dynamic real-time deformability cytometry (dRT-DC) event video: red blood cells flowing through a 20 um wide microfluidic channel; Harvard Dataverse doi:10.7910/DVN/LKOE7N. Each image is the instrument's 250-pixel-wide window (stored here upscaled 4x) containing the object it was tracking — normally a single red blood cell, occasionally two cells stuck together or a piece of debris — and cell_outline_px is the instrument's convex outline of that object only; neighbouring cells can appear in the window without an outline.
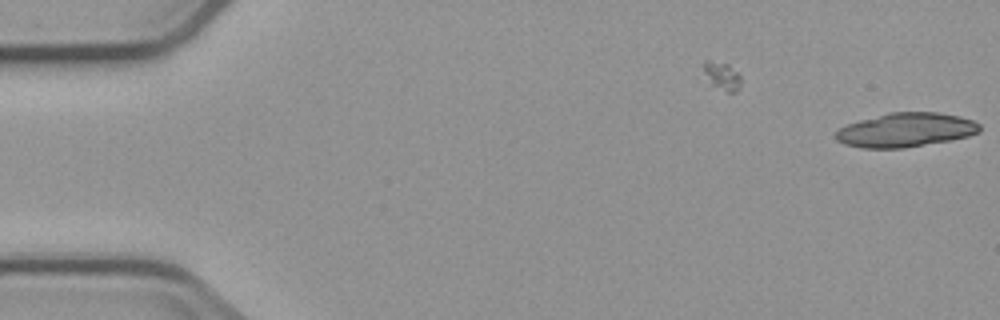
{"species": "common noctule bat (a hibernating species)", "species_latin": "Nyctalus noctula", "temperature_condition": "cold", "stored_images_in_passage": 2, "camera_frame_rate_fps": 3000, "um_per_image_px": 0.085, "animal": {"sex": "male", "body_mass_g": 23.1, "forearm_length_mm": 52.7}, "frame": {"image": 1, "passage_image": 2, "time_ms": 1.333, "image_size_px": [1000, 320], "cell_outline_px": [[980, 132], [968, 136], [952, 140], [904, 148], [860, 148], [844, 144], [836, 140], [836, 132], [840, 128], [848, 124], [860, 120], [888, 112], [936, 112], [960, 116], [972, 120], [980, 124]], "centroid_in_image_um": [77.0, 11.05], "position_along_channel_um": 8.0, "area_um2": 28.67}}